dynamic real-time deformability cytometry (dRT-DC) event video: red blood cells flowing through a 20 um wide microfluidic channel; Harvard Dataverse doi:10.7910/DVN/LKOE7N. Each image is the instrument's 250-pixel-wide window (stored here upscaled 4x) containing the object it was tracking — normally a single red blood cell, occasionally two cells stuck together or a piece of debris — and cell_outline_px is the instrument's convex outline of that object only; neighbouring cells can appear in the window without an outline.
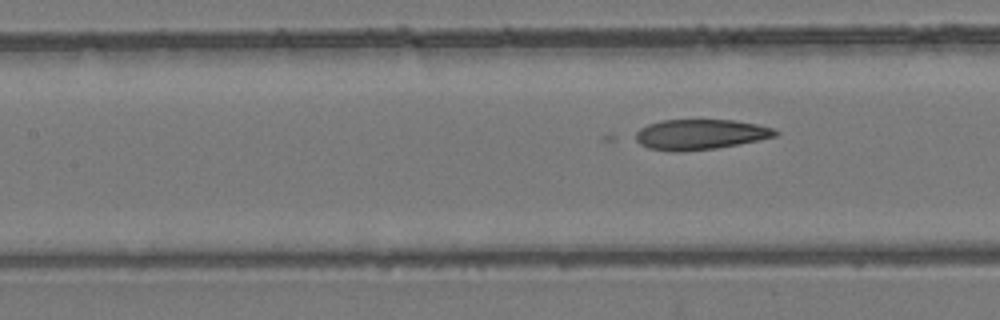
{"species": "common noctule bat (a hibernating species)", "species_latin": "Nyctalus noctula", "temperature_condition": "room temperature", "stored_images_in_passage": 53, "camera_frame_rate_fps": 3000, "um_per_image_px": 0.085, "animal": {"sex": "female", "body_mass_g": 24.6, "forearm_length_mm": 56.2}, "frame": {"image": 1, "passage_image": 24, "time_ms": 7.667, "image_size_px": [1000, 320], "cell_outline_px": [[780, 132], [776, 136], [760, 140], [716, 148], [680, 152], [672, 152], [648, 148], [640, 144], [628, 136], [640, 128], [648, 124], [660, 120], [732, 120], [756, 124], [772, 128]], "centroid_in_image_um": [59.42, 11.43], "position_along_channel_um": 148.0, "area_um2": 25.03}}
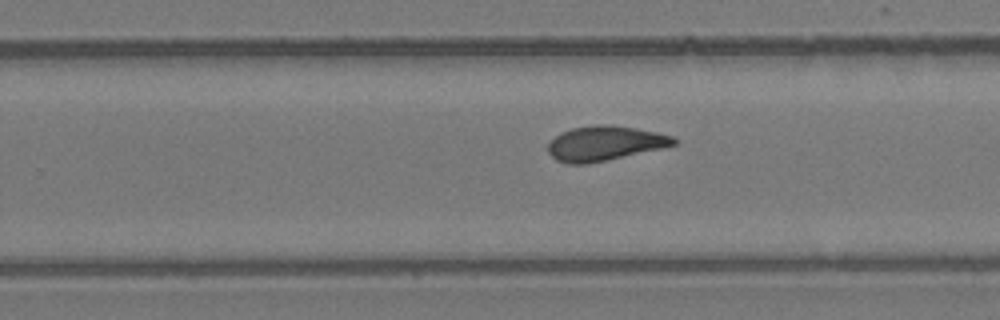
{"frame": {"image": 2, "passage_image": 34, "time_ms": 11.0, "image_size_px": [1000, 320], "cell_outline_px": [[676, 144], [664, 148], [588, 164], [568, 164], [556, 160], [548, 152], [548, 144], [560, 132], [572, 128], [596, 124], [600, 124], [636, 128], [656, 132], [672, 136], [676, 140]], "centroid_in_image_um": [51.39, 12.19], "position_along_channel_um": 278.4, "area_um2": 25.37}}
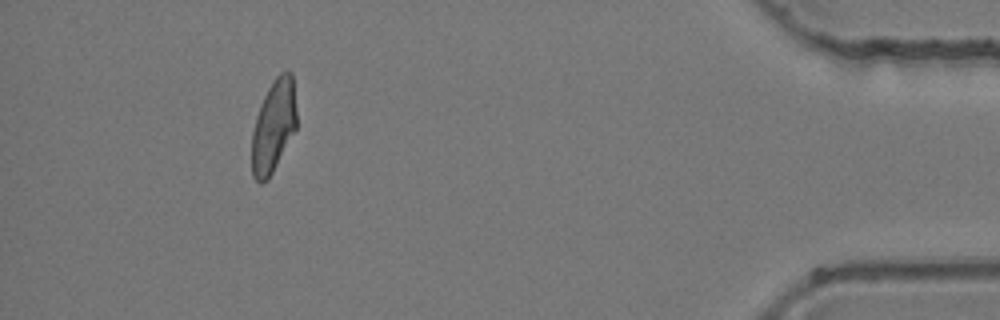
{"frame": {"image": 3, "passage_image": 49, "time_ms": 16.0, "image_size_px": [1000, 320], "cell_outline_px": [[296, 128], [268, 180], [260, 184], [252, 176], [252, 132], [256, 116], [260, 104], [272, 80], [280, 72], [288, 68], [292, 72], [296, 112]], "centroid_in_image_um": [23.24, 10.69], "position_along_channel_um": 412.0, "area_um2": 24.22}}